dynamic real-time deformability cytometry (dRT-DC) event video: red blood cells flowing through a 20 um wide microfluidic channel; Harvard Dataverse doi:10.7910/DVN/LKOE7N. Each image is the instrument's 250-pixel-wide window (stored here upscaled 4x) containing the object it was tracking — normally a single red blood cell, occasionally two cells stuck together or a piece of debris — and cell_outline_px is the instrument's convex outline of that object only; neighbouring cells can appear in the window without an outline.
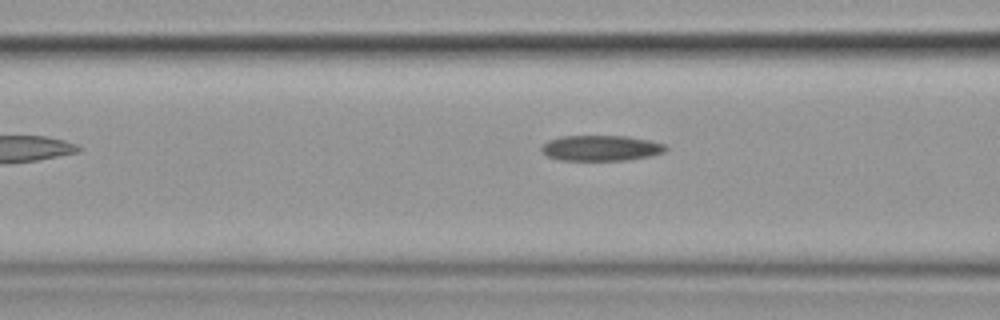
{"species": "common noctule bat (a hibernating species)", "species_latin": "Nyctalus noctula", "temperature_condition": "cold", "stored_images_in_passage": 4, "camera_frame_rate_fps": 3000, "um_per_image_px": 0.085, "animal": {"sex": "female", "body_mass_g": 19.9}, "frame": {"image": 1, "passage_image": 4, "time_ms": 3.333, "image_size_px": [1000, 320], "cell_outline_px": [[668, 148], [664, 152], [652, 156], [628, 160], [560, 160], [548, 156], [540, 152], [540, 148], [548, 140], [560, 136], [628, 136], [648, 140], [664, 144]], "centroid_in_image_um": [51.07, 12.59], "position_along_channel_um": 115.5, "area_um2": 18.61}}